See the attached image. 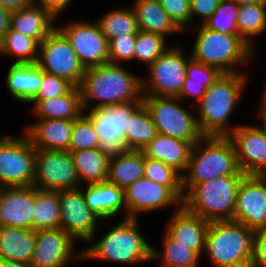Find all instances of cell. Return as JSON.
I'll return each mask as SVG.
<instances>
[{
	"instance_id": "37",
	"label": "cell",
	"mask_w": 266,
	"mask_h": 267,
	"mask_svg": "<svg viewBox=\"0 0 266 267\" xmlns=\"http://www.w3.org/2000/svg\"><path fill=\"white\" fill-rule=\"evenodd\" d=\"M39 43L15 30H9L1 38L0 56L14 57L20 64H34L38 59Z\"/></svg>"
},
{
	"instance_id": "55",
	"label": "cell",
	"mask_w": 266,
	"mask_h": 267,
	"mask_svg": "<svg viewBox=\"0 0 266 267\" xmlns=\"http://www.w3.org/2000/svg\"><path fill=\"white\" fill-rule=\"evenodd\" d=\"M235 2L239 7L247 4L265 2V0H232Z\"/></svg>"
},
{
	"instance_id": "40",
	"label": "cell",
	"mask_w": 266,
	"mask_h": 267,
	"mask_svg": "<svg viewBox=\"0 0 266 267\" xmlns=\"http://www.w3.org/2000/svg\"><path fill=\"white\" fill-rule=\"evenodd\" d=\"M238 10L239 6L232 0H221L204 26L219 33L238 34Z\"/></svg>"
},
{
	"instance_id": "33",
	"label": "cell",
	"mask_w": 266,
	"mask_h": 267,
	"mask_svg": "<svg viewBox=\"0 0 266 267\" xmlns=\"http://www.w3.org/2000/svg\"><path fill=\"white\" fill-rule=\"evenodd\" d=\"M32 229L36 231L60 228L58 191L39 190L34 187Z\"/></svg>"
},
{
	"instance_id": "24",
	"label": "cell",
	"mask_w": 266,
	"mask_h": 267,
	"mask_svg": "<svg viewBox=\"0 0 266 267\" xmlns=\"http://www.w3.org/2000/svg\"><path fill=\"white\" fill-rule=\"evenodd\" d=\"M58 20L40 5L31 3L10 14V29L40 43L55 28Z\"/></svg>"
},
{
	"instance_id": "41",
	"label": "cell",
	"mask_w": 266,
	"mask_h": 267,
	"mask_svg": "<svg viewBox=\"0 0 266 267\" xmlns=\"http://www.w3.org/2000/svg\"><path fill=\"white\" fill-rule=\"evenodd\" d=\"M99 148V136L91 119L83 112L74 120L69 152Z\"/></svg>"
},
{
	"instance_id": "54",
	"label": "cell",
	"mask_w": 266,
	"mask_h": 267,
	"mask_svg": "<svg viewBox=\"0 0 266 267\" xmlns=\"http://www.w3.org/2000/svg\"><path fill=\"white\" fill-rule=\"evenodd\" d=\"M255 115H257L256 117L259 118L258 121L261 120L262 123H259L257 126L261 129L264 136L266 137V114L257 112Z\"/></svg>"
},
{
	"instance_id": "10",
	"label": "cell",
	"mask_w": 266,
	"mask_h": 267,
	"mask_svg": "<svg viewBox=\"0 0 266 267\" xmlns=\"http://www.w3.org/2000/svg\"><path fill=\"white\" fill-rule=\"evenodd\" d=\"M0 134V187L32 186L36 149L21 136Z\"/></svg>"
},
{
	"instance_id": "12",
	"label": "cell",
	"mask_w": 266,
	"mask_h": 267,
	"mask_svg": "<svg viewBox=\"0 0 266 267\" xmlns=\"http://www.w3.org/2000/svg\"><path fill=\"white\" fill-rule=\"evenodd\" d=\"M36 64L45 72L67 79L79 87L84 66L66 36L56 27L39 43Z\"/></svg>"
},
{
	"instance_id": "46",
	"label": "cell",
	"mask_w": 266,
	"mask_h": 267,
	"mask_svg": "<svg viewBox=\"0 0 266 267\" xmlns=\"http://www.w3.org/2000/svg\"><path fill=\"white\" fill-rule=\"evenodd\" d=\"M220 1L221 0H190L191 27L204 25L217 9Z\"/></svg>"
},
{
	"instance_id": "34",
	"label": "cell",
	"mask_w": 266,
	"mask_h": 267,
	"mask_svg": "<svg viewBox=\"0 0 266 267\" xmlns=\"http://www.w3.org/2000/svg\"><path fill=\"white\" fill-rule=\"evenodd\" d=\"M238 35L256 50V37L266 33V2L239 7L237 14Z\"/></svg>"
},
{
	"instance_id": "9",
	"label": "cell",
	"mask_w": 266,
	"mask_h": 267,
	"mask_svg": "<svg viewBox=\"0 0 266 267\" xmlns=\"http://www.w3.org/2000/svg\"><path fill=\"white\" fill-rule=\"evenodd\" d=\"M184 50L181 45H172L146 68L148 78L142 76L143 96L177 97L180 94L191 59L190 53Z\"/></svg>"
},
{
	"instance_id": "4",
	"label": "cell",
	"mask_w": 266,
	"mask_h": 267,
	"mask_svg": "<svg viewBox=\"0 0 266 267\" xmlns=\"http://www.w3.org/2000/svg\"><path fill=\"white\" fill-rule=\"evenodd\" d=\"M187 31L195 32L196 36L191 47V59L216 67L221 73L243 72L239 68L251 65L250 62L256 58L255 50L238 34L219 33L204 25L191 27L184 33Z\"/></svg>"
},
{
	"instance_id": "45",
	"label": "cell",
	"mask_w": 266,
	"mask_h": 267,
	"mask_svg": "<svg viewBox=\"0 0 266 267\" xmlns=\"http://www.w3.org/2000/svg\"><path fill=\"white\" fill-rule=\"evenodd\" d=\"M222 73L213 66L202 64L193 59L188 61L186 77L197 82H205V86L210 87Z\"/></svg>"
},
{
	"instance_id": "39",
	"label": "cell",
	"mask_w": 266,
	"mask_h": 267,
	"mask_svg": "<svg viewBox=\"0 0 266 267\" xmlns=\"http://www.w3.org/2000/svg\"><path fill=\"white\" fill-rule=\"evenodd\" d=\"M167 40L163 35L139 30L134 45V61L144 63L146 69L171 46Z\"/></svg>"
},
{
	"instance_id": "15",
	"label": "cell",
	"mask_w": 266,
	"mask_h": 267,
	"mask_svg": "<svg viewBox=\"0 0 266 267\" xmlns=\"http://www.w3.org/2000/svg\"><path fill=\"white\" fill-rule=\"evenodd\" d=\"M56 27L69 40L85 69L109 63L108 40L95 20H71Z\"/></svg>"
},
{
	"instance_id": "44",
	"label": "cell",
	"mask_w": 266,
	"mask_h": 267,
	"mask_svg": "<svg viewBox=\"0 0 266 267\" xmlns=\"http://www.w3.org/2000/svg\"><path fill=\"white\" fill-rule=\"evenodd\" d=\"M159 2L183 32L191 28L190 0H159Z\"/></svg>"
},
{
	"instance_id": "42",
	"label": "cell",
	"mask_w": 266,
	"mask_h": 267,
	"mask_svg": "<svg viewBox=\"0 0 266 267\" xmlns=\"http://www.w3.org/2000/svg\"><path fill=\"white\" fill-rule=\"evenodd\" d=\"M74 85L67 79L42 70V80L38 92L32 100H45L67 94Z\"/></svg>"
},
{
	"instance_id": "25",
	"label": "cell",
	"mask_w": 266,
	"mask_h": 267,
	"mask_svg": "<svg viewBox=\"0 0 266 267\" xmlns=\"http://www.w3.org/2000/svg\"><path fill=\"white\" fill-rule=\"evenodd\" d=\"M192 144L179 138L159 134L142 150L144 156L158 160L185 173Z\"/></svg>"
},
{
	"instance_id": "32",
	"label": "cell",
	"mask_w": 266,
	"mask_h": 267,
	"mask_svg": "<svg viewBox=\"0 0 266 267\" xmlns=\"http://www.w3.org/2000/svg\"><path fill=\"white\" fill-rule=\"evenodd\" d=\"M162 236V249L152 244L151 261H160V267H199L202 259L195 251L173 239L165 230Z\"/></svg>"
},
{
	"instance_id": "52",
	"label": "cell",
	"mask_w": 266,
	"mask_h": 267,
	"mask_svg": "<svg viewBox=\"0 0 266 267\" xmlns=\"http://www.w3.org/2000/svg\"><path fill=\"white\" fill-rule=\"evenodd\" d=\"M263 93L261 94V99H259L260 100V109L258 110H256V111H258L259 113H265L266 114V82H265V85L263 84Z\"/></svg>"
},
{
	"instance_id": "27",
	"label": "cell",
	"mask_w": 266,
	"mask_h": 267,
	"mask_svg": "<svg viewBox=\"0 0 266 267\" xmlns=\"http://www.w3.org/2000/svg\"><path fill=\"white\" fill-rule=\"evenodd\" d=\"M31 115L36 119L75 120L83 112L79 87H73L67 94L45 100H31Z\"/></svg>"
},
{
	"instance_id": "13",
	"label": "cell",
	"mask_w": 266,
	"mask_h": 267,
	"mask_svg": "<svg viewBox=\"0 0 266 267\" xmlns=\"http://www.w3.org/2000/svg\"><path fill=\"white\" fill-rule=\"evenodd\" d=\"M60 228L76 242H87L97 233L102 219L86 205L81 187L58 190Z\"/></svg>"
},
{
	"instance_id": "8",
	"label": "cell",
	"mask_w": 266,
	"mask_h": 267,
	"mask_svg": "<svg viewBox=\"0 0 266 267\" xmlns=\"http://www.w3.org/2000/svg\"><path fill=\"white\" fill-rule=\"evenodd\" d=\"M142 103L150 113L157 132L189 141L192 145L202 137L196 119L195 106L186 109L178 97L143 96Z\"/></svg>"
},
{
	"instance_id": "11",
	"label": "cell",
	"mask_w": 266,
	"mask_h": 267,
	"mask_svg": "<svg viewBox=\"0 0 266 267\" xmlns=\"http://www.w3.org/2000/svg\"><path fill=\"white\" fill-rule=\"evenodd\" d=\"M141 104L142 102H130L105 105L84 111L91 119L93 129L99 136V148L103 153L112 157L128 150L125 144L128 119Z\"/></svg>"
},
{
	"instance_id": "18",
	"label": "cell",
	"mask_w": 266,
	"mask_h": 267,
	"mask_svg": "<svg viewBox=\"0 0 266 267\" xmlns=\"http://www.w3.org/2000/svg\"><path fill=\"white\" fill-rule=\"evenodd\" d=\"M234 221L266 229V175H244L237 190Z\"/></svg>"
},
{
	"instance_id": "36",
	"label": "cell",
	"mask_w": 266,
	"mask_h": 267,
	"mask_svg": "<svg viewBox=\"0 0 266 267\" xmlns=\"http://www.w3.org/2000/svg\"><path fill=\"white\" fill-rule=\"evenodd\" d=\"M158 135L150 113L142 103L128 119L125 144L128 150H143Z\"/></svg>"
},
{
	"instance_id": "30",
	"label": "cell",
	"mask_w": 266,
	"mask_h": 267,
	"mask_svg": "<svg viewBox=\"0 0 266 267\" xmlns=\"http://www.w3.org/2000/svg\"><path fill=\"white\" fill-rule=\"evenodd\" d=\"M145 156L142 150H127L109 159L107 181L125 189L144 177Z\"/></svg>"
},
{
	"instance_id": "16",
	"label": "cell",
	"mask_w": 266,
	"mask_h": 267,
	"mask_svg": "<svg viewBox=\"0 0 266 267\" xmlns=\"http://www.w3.org/2000/svg\"><path fill=\"white\" fill-rule=\"evenodd\" d=\"M61 228L36 231L30 267H68L82 261V248Z\"/></svg>"
},
{
	"instance_id": "23",
	"label": "cell",
	"mask_w": 266,
	"mask_h": 267,
	"mask_svg": "<svg viewBox=\"0 0 266 267\" xmlns=\"http://www.w3.org/2000/svg\"><path fill=\"white\" fill-rule=\"evenodd\" d=\"M172 213L165 224V231L203 257L209 221L188 212L183 206Z\"/></svg>"
},
{
	"instance_id": "19",
	"label": "cell",
	"mask_w": 266,
	"mask_h": 267,
	"mask_svg": "<svg viewBox=\"0 0 266 267\" xmlns=\"http://www.w3.org/2000/svg\"><path fill=\"white\" fill-rule=\"evenodd\" d=\"M245 175H266V137L257 123L239 124L228 136Z\"/></svg>"
},
{
	"instance_id": "43",
	"label": "cell",
	"mask_w": 266,
	"mask_h": 267,
	"mask_svg": "<svg viewBox=\"0 0 266 267\" xmlns=\"http://www.w3.org/2000/svg\"><path fill=\"white\" fill-rule=\"evenodd\" d=\"M136 35L117 36L108 42L109 63L123 65L134 61Z\"/></svg>"
},
{
	"instance_id": "35",
	"label": "cell",
	"mask_w": 266,
	"mask_h": 267,
	"mask_svg": "<svg viewBox=\"0 0 266 267\" xmlns=\"http://www.w3.org/2000/svg\"><path fill=\"white\" fill-rule=\"evenodd\" d=\"M95 22L108 42L119 35H136L139 31L131 6L113 7L96 18Z\"/></svg>"
},
{
	"instance_id": "26",
	"label": "cell",
	"mask_w": 266,
	"mask_h": 267,
	"mask_svg": "<svg viewBox=\"0 0 266 267\" xmlns=\"http://www.w3.org/2000/svg\"><path fill=\"white\" fill-rule=\"evenodd\" d=\"M131 8L139 30L163 35L168 38L184 32L169 17L159 0H133ZM179 33V34H178Z\"/></svg>"
},
{
	"instance_id": "49",
	"label": "cell",
	"mask_w": 266,
	"mask_h": 267,
	"mask_svg": "<svg viewBox=\"0 0 266 267\" xmlns=\"http://www.w3.org/2000/svg\"><path fill=\"white\" fill-rule=\"evenodd\" d=\"M73 0H33V3L48 10L57 20Z\"/></svg>"
},
{
	"instance_id": "3",
	"label": "cell",
	"mask_w": 266,
	"mask_h": 267,
	"mask_svg": "<svg viewBox=\"0 0 266 267\" xmlns=\"http://www.w3.org/2000/svg\"><path fill=\"white\" fill-rule=\"evenodd\" d=\"M243 71L222 73L207 88L200 102L197 105L192 103L195 104L197 124L203 136H228L238 126L229 122L249 84V76Z\"/></svg>"
},
{
	"instance_id": "29",
	"label": "cell",
	"mask_w": 266,
	"mask_h": 267,
	"mask_svg": "<svg viewBox=\"0 0 266 267\" xmlns=\"http://www.w3.org/2000/svg\"><path fill=\"white\" fill-rule=\"evenodd\" d=\"M6 89L12 99L25 105L39 90L42 80V69L36 64L12 63L6 74Z\"/></svg>"
},
{
	"instance_id": "28",
	"label": "cell",
	"mask_w": 266,
	"mask_h": 267,
	"mask_svg": "<svg viewBox=\"0 0 266 267\" xmlns=\"http://www.w3.org/2000/svg\"><path fill=\"white\" fill-rule=\"evenodd\" d=\"M36 245V230L0 226V258L29 265Z\"/></svg>"
},
{
	"instance_id": "38",
	"label": "cell",
	"mask_w": 266,
	"mask_h": 267,
	"mask_svg": "<svg viewBox=\"0 0 266 267\" xmlns=\"http://www.w3.org/2000/svg\"><path fill=\"white\" fill-rule=\"evenodd\" d=\"M144 177L167 186L181 201L183 200V175L175 168L145 156Z\"/></svg>"
},
{
	"instance_id": "47",
	"label": "cell",
	"mask_w": 266,
	"mask_h": 267,
	"mask_svg": "<svg viewBox=\"0 0 266 267\" xmlns=\"http://www.w3.org/2000/svg\"><path fill=\"white\" fill-rule=\"evenodd\" d=\"M250 267H266V229L254 231L253 255Z\"/></svg>"
},
{
	"instance_id": "7",
	"label": "cell",
	"mask_w": 266,
	"mask_h": 267,
	"mask_svg": "<svg viewBox=\"0 0 266 267\" xmlns=\"http://www.w3.org/2000/svg\"><path fill=\"white\" fill-rule=\"evenodd\" d=\"M243 176H219L194 184L185 194L182 206L202 219L233 220L237 190Z\"/></svg>"
},
{
	"instance_id": "17",
	"label": "cell",
	"mask_w": 266,
	"mask_h": 267,
	"mask_svg": "<svg viewBox=\"0 0 266 267\" xmlns=\"http://www.w3.org/2000/svg\"><path fill=\"white\" fill-rule=\"evenodd\" d=\"M127 218L140 219V215L182 206V201L167 187L145 177L124 189Z\"/></svg>"
},
{
	"instance_id": "5",
	"label": "cell",
	"mask_w": 266,
	"mask_h": 267,
	"mask_svg": "<svg viewBox=\"0 0 266 267\" xmlns=\"http://www.w3.org/2000/svg\"><path fill=\"white\" fill-rule=\"evenodd\" d=\"M234 144L227 136H203L191 149L188 166L183 174L186 193L194 184L219 176H244Z\"/></svg>"
},
{
	"instance_id": "1",
	"label": "cell",
	"mask_w": 266,
	"mask_h": 267,
	"mask_svg": "<svg viewBox=\"0 0 266 267\" xmlns=\"http://www.w3.org/2000/svg\"><path fill=\"white\" fill-rule=\"evenodd\" d=\"M123 66L106 63L85 69L79 85L84 111L105 105L142 102L141 75L129 72Z\"/></svg>"
},
{
	"instance_id": "22",
	"label": "cell",
	"mask_w": 266,
	"mask_h": 267,
	"mask_svg": "<svg viewBox=\"0 0 266 267\" xmlns=\"http://www.w3.org/2000/svg\"><path fill=\"white\" fill-rule=\"evenodd\" d=\"M88 208L102 220H112L122 214L127 218L124 189L107 180L95 184L80 186Z\"/></svg>"
},
{
	"instance_id": "21",
	"label": "cell",
	"mask_w": 266,
	"mask_h": 267,
	"mask_svg": "<svg viewBox=\"0 0 266 267\" xmlns=\"http://www.w3.org/2000/svg\"><path fill=\"white\" fill-rule=\"evenodd\" d=\"M23 127L36 150L69 151L74 120L35 119Z\"/></svg>"
},
{
	"instance_id": "6",
	"label": "cell",
	"mask_w": 266,
	"mask_h": 267,
	"mask_svg": "<svg viewBox=\"0 0 266 267\" xmlns=\"http://www.w3.org/2000/svg\"><path fill=\"white\" fill-rule=\"evenodd\" d=\"M253 236L252 229L234 220L209 222L202 258L206 255L213 267H250Z\"/></svg>"
},
{
	"instance_id": "31",
	"label": "cell",
	"mask_w": 266,
	"mask_h": 267,
	"mask_svg": "<svg viewBox=\"0 0 266 267\" xmlns=\"http://www.w3.org/2000/svg\"><path fill=\"white\" fill-rule=\"evenodd\" d=\"M70 153L81 185L107 180L110 157L100 148Z\"/></svg>"
},
{
	"instance_id": "51",
	"label": "cell",
	"mask_w": 266,
	"mask_h": 267,
	"mask_svg": "<svg viewBox=\"0 0 266 267\" xmlns=\"http://www.w3.org/2000/svg\"><path fill=\"white\" fill-rule=\"evenodd\" d=\"M10 14L11 12L9 10L0 5V38H2L10 28Z\"/></svg>"
},
{
	"instance_id": "20",
	"label": "cell",
	"mask_w": 266,
	"mask_h": 267,
	"mask_svg": "<svg viewBox=\"0 0 266 267\" xmlns=\"http://www.w3.org/2000/svg\"><path fill=\"white\" fill-rule=\"evenodd\" d=\"M34 186L0 187V226L32 229Z\"/></svg>"
},
{
	"instance_id": "50",
	"label": "cell",
	"mask_w": 266,
	"mask_h": 267,
	"mask_svg": "<svg viewBox=\"0 0 266 267\" xmlns=\"http://www.w3.org/2000/svg\"><path fill=\"white\" fill-rule=\"evenodd\" d=\"M32 2L33 0H0V5L13 12L28 6Z\"/></svg>"
},
{
	"instance_id": "14",
	"label": "cell",
	"mask_w": 266,
	"mask_h": 267,
	"mask_svg": "<svg viewBox=\"0 0 266 267\" xmlns=\"http://www.w3.org/2000/svg\"><path fill=\"white\" fill-rule=\"evenodd\" d=\"M33 186L58 191L81 186L69 151L36 150Z\"/></svg>"
},
{
	"instance_id": "2",
	"label": "cell",
	"mask_w": 266,
	"mask_h": 267,
	"mask_svg": "<svg viewBox=\"0 0 266 267\" xmlns=\"http://www.w3.org/2000/svg\"><path fill=\"white\" fill-rule=\"evenodd\" d=\"M102 220L103 226H112L104 233L101 239L97 240L96 234L87 242L88 245L82 248V262L108 261L127 264H150L152 243L146 238L139 226V219L121 218L117 225H112ZM142 232V233H141ZM150 261V262H149Z\"/></svg>"
},
{
	"instance_id": "53",
	"label": "cell",
	"mask_w": 266,
	"mask_h": 267,
	"mask_svg": "<svg viewBox=\"0 0 266 267\" xmlns=\"http://www.w3.org/2000/svg\"><path fill=\"white\" fill-rule=\"evenodd\" d=\"M0 267H30V266L0 258Z\"/></svg>"
},
{
	"instance_id": "48",
	"label": "cell",
	"mask_w": 266,
	"mask_h": 267,
	"mask_svg": "<svg viewBox=\"0 0 266 267\" xmlns=\"http://www.w3.org/2000/svg\"><path fill=\"white\" fill-rule=\"evenodd\" d=\"M206 91L207 87L205 86V82H197L192 80L191 78L186 77L182 90L177 97L184 103H187L188 100L190 101L192 98L193 101L195 99V102L198 104L203 98Z\"/></svg>"
}]
</instances>
